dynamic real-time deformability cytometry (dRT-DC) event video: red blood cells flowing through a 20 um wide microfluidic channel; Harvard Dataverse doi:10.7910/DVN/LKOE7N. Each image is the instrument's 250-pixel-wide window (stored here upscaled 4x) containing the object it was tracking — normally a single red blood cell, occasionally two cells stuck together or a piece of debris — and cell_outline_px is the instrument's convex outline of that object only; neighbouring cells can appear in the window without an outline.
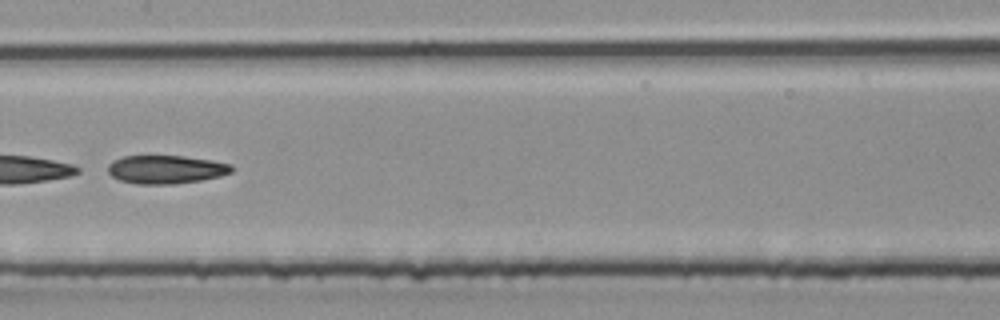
{"species": "common noctule bat (a hibernating species)", "species_latin": "Nyctalus noctula", "temperature_condition": "room temperature", "stored_images_in_passage": 40, "camera_frame_rate_fps": 3000, "um_per_image_px": 0.085, "animal": {"sex": "male", "body_mass_g": 20.4}, "frame": {"image": 1, "passage_image": 18, "time_ms": 5.667, "image_size_px": [1000, 320], "cell_outline_px": [[232, 172], [220, 176], [200, 180], [172, 184], [140, 184], [120, 180], [112, 176], [108, 172], [108, 164], [112, 160], [124, 156], [184, 156], [212, 160], [232, 164]], "centroid_in_image_um": [14.1, 14.39], "position_along_channel_um": 193.3, "area_um2": 20.4}}
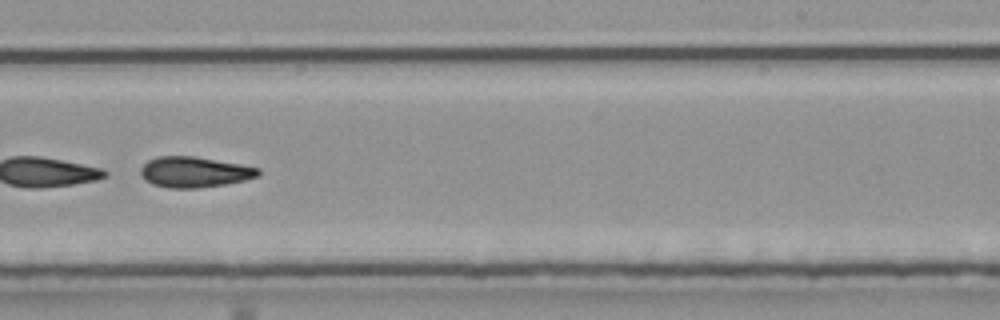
{"frame": {"image": 2, "passage_image": 23, "time_ms": 7.333, "image_size_px": [1000, 320], "cell_outline_px": [[260, 176], [244, 180], [224, 184], [196, 188], [168, 188], [152, 184], [144, 180], [140, 172], [140, 168], [148, 160], [160, 156], [192, 156], [240, 164], [260, 168]], "centroid_in_image_um": [16.51, 14.63], "position_along_channel_um": 272.5, "area_um2": 20.92}}
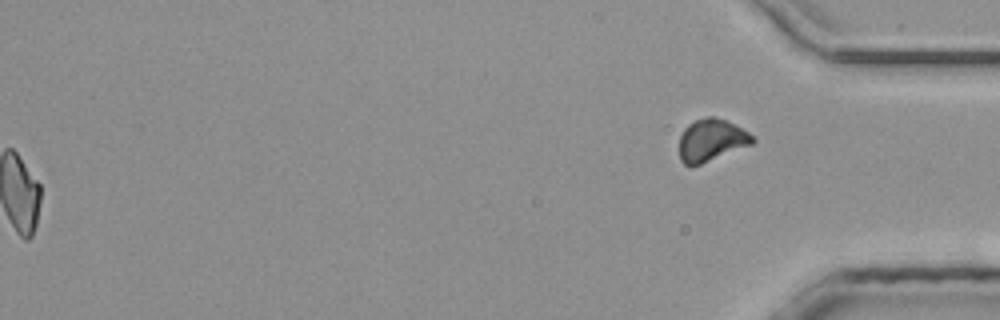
{"frame": {"image": 3, "passage_image": 40, "time_ms": 13.0, "image_size_px": [1000, 320], "cell_outline_px": [[756, 140], [752, 144], [692, 168], [688, 168], [680, 160], [680, 136], [684, 128], [688, 124], [696, 120], [708, 116], [712, 116], [724, 120], [748, 132]], "centroid_in_image_um": [60.42, 11.96], "position_along_channel_um": 374.8, "area_um2": 18.03}}